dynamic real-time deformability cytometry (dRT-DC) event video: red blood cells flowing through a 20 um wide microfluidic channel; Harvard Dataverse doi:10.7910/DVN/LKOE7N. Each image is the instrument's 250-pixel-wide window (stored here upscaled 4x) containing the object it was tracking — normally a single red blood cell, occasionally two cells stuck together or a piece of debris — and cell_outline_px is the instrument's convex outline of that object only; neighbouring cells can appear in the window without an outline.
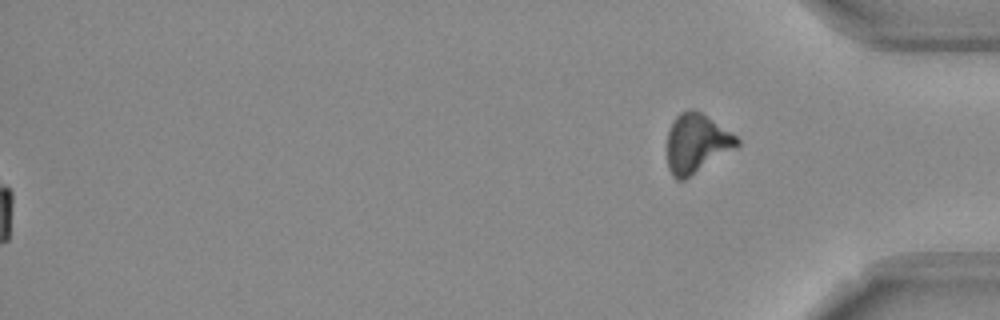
{"species": "Egyptian fruit bat (a non-hibernating species)", "species_latin": "Rousettus aegyptiacus", "temperature_condition": "room temperature", "stored_images_in_passage": 55, "segment_of_instrument_passage": [2, 2], "camera_frame_rate_fps": 3000, "um_per_image_px": 0.085, "frame": {"image": 1, "passage_image": 55, "time_ms": 18.0, "image_size_px": [1000, 320], "cell_outline_px": [[740, 144], [736, 148], [684, 180], [676, 180], [672, 176], [668, 168], [668, 132], [672, 120], [680, 112], [692, 108], [700, 112], [736, 136], [740, 140]], "centroid_in_image_um": [59.19, 12.19], "position_along_channel_um": 376.0, "area_um2": 23.87}}